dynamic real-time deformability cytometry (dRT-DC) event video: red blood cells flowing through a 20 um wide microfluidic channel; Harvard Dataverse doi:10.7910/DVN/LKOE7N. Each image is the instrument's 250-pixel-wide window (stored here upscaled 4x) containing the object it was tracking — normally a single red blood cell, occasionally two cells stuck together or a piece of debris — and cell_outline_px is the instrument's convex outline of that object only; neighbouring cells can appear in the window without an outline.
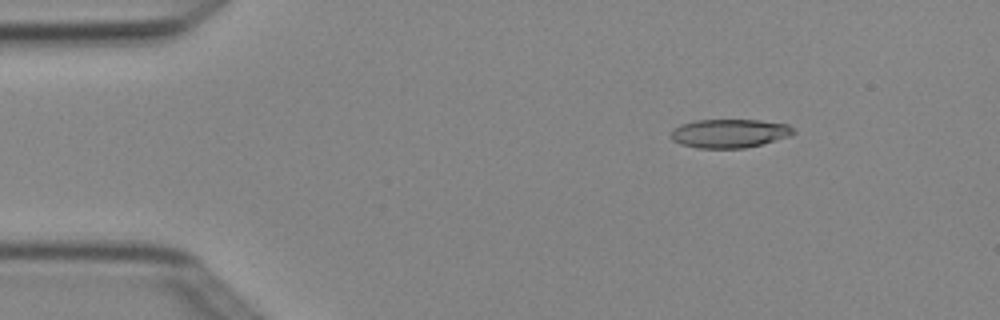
{"species": "Egyptian fruit bat (a non-hibernating species)", "species_latin": "Rousettus aegyptiacus", "temperature_condition": "cold", "stored_images_in_passage": 4, "camera_frame_rate_fps": 3000, "um_per_image_px": 0.085, "animal": {"sex": "female"}, "frame": {"image": 1, "passage_image": 2, "time_ms": 0.333, "image_size_px": [1000, 320], "cell_outline_px": [[796, 132], [792, 136], [744, 148], [696, 148], [680, 144], [672, 140], [668, 136], [672, 128], [680, 124], [696, 120], [760, 120], [788, 124]], "centroid_in_image_um": [61.96, 11.33], "position_along_channel_um": 23.0, "area_um2": 20.75}}
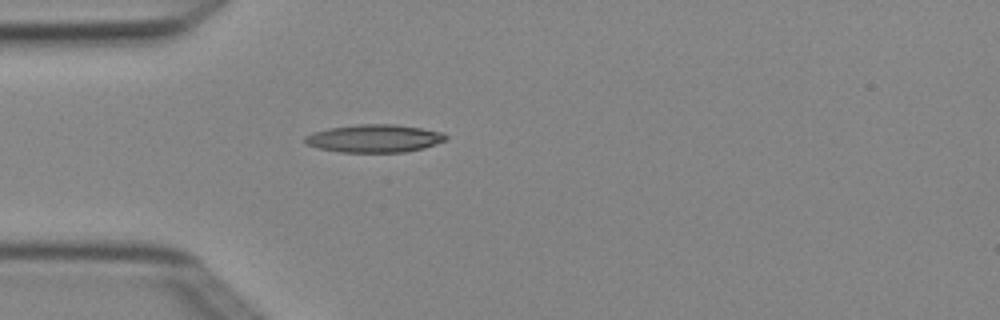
{"frame": {"image": 2, "passage_image": 4, "time_ms": 1.0, "image_size_px": [1000, 320], "cell_outline_px": [[448, 136], [444, 140], [424, 148], [404, 152], [340, 152], [320, 148], [308, 144], [304, 140], [304, 136], [312, 132], [328, 128], [360, 124], [396, 124], [420, 128], [440, 132]], "centroid_in_image_um": [31.79, 11.76], "position_along_channel_um": 53.2, "area_um2": 22.66}}